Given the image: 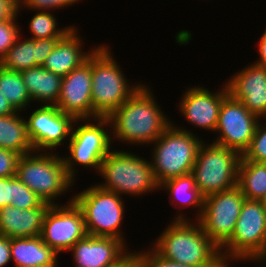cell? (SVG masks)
Listing matches in <instances>:
<instances>
[{
	"label": "cell",
	"instance_id": "obj_1",
	"mask_svg": "<svg viewBox=\"0 0 266 267\" xmlns=\"http://www.w3.org/2000/svg\"><path fill=\"white\" fill-rule=\"evenodd\" d=\"M182 213L175 215L173 222L153 241L152 248L165 259L192 267H229L200 222H190Z\"/></svg>",
	"mask_w": 266,
	"mask_h": 267
},
{
	"label": "cell",
	"instance_id": "obj_2",
	"mask_svg": "<svg viewBox=\"0 0 266 267\" xmlns=\"http://www.w3.org/2000/svg\"><path fill=\"white\" fill-rule=\"evenodd\" d=\"M150 89L149 85L142 84L107 117L113 134L111 140L119 139L132 145L151 146L171 124L172 121L160 109Z\"/></svg>",
	"mask_w": 266,
	"mask_h": 267
},
{
	"label": "cell",
	"instance_id": "obj_3",
	"mask_svg": "<svg viewBox=\"0 0 266 267\" xmlns=\"http://www.w3.org/2000/svg\"><path fill=\"white\" fill-rule=\"evenodd\" d=\"M110 50L98 45L91 54L92 108L98 117H108L142 85L129 84Z\"/></svg>",
	"mask_w": 266,
	"mask_h": 267
},
{
	"label": "cell",
	"instance_id": "obj_4",
	"mask_svg": "<svg viewBox=\"0 0 266 267\" xmlns=\"http://www.w3.org/2000/svg\"><path fill=\"white\" fill-rule=\"evenodd\" d=\"M193 132L171 124L152 144L151 166L158 185L192 172L197 152L204 142Z\"/></svg>",
	"mask_w": 266,
	"mask_h": 267
},
{
	"label": "cell",
	"instance_id": "obj_5",
	"mask_svg": "<svg viewBox=\"0 0 266 267\" xmlns=\"http://www.w3.org/2000/svg\"><path fill=\"white\" fill-rule=\"evenodd\" d=\"M57 153V154H56ZM16 177L28 186L44 202L52 205L57 197L71 191L75 182L67 173L62 155L34 151L19 158Z\"/></svg>",
	"mask_w": 266,
	"mask_h": 267
},
{
	"label": "cell",
	"instance_id": "obj_6",
	"mask_svg": "<svg viewBox=\"0 0 266 267\" xmlns=\"http://www.w3.org/2000/svg\"><path fill=\"white\" fill-rule=\"evenodd\" d=\"M125 151L112 149L102 160L98 174L103 177L104 183L97 185L122 197L124 194L145 196V193L159 190L151 162Z\"/></svg>",
	"mask_w": 266,
	"mask_h": 267
},
{
	"label": "cell",
	"instance_id": "obj_7",
	"mask_svg": "<svg viewBox=\"0 0 266 267\" xmlns=\"http://www.w3.org/2000/svg\"><path fill=\"white\" fill-rule=\"evenodd\" d=\"M229 266L235 261H266V207L260 200L245 199L233 235L220 249ZM232 259V260H231ZM242 259V260H241Z\"/></svg>",
	"mask_w": 266,
	"mask_h": 267
},
{
	"label": "cell",
	"instance_id": "obj_8",
	"mask_svg": "<svg viewBox=\"0 0 266 267\" xmlns=\"http://www.w3.org/2000/svg\"><path fill=\"white\" fill-rule=\"evenodd\" d=\"M72 201L82 211L87 235L113 237L127 244L120 229L125 217L122 196L95 184L74 194Z\"/></svg>",
	"mask_w": 266,
	"mask_h": 267
},
{
	"label": "cell",
	"instance_id": "obj_9",
	"mask_svg": "<svg viewBox=\"0 0 266 267\" xmlns=\"http://www.w3.org/2000/svg\"><path fill=\"white\" fill-rule=\"evenodd\" d=\"M242 155L215 143H202L191 174L195 186L205 198L237 186Z\"/></svg>",
	"mask_w": 266,
	"mask_h": 267
},
{
	"label": "cell",
	"instance_id": "obj_10",
	"mask_svg": "<svg viewBox=\"0 0 266 267\" xmlns=\"http://www.w3.org/2000/svg\"><path fill=\"white\" fill-rule=\"evenodd\" d=\"M80 121L85 123L77 126ZM88 121L86 119L74 121L67 145L69 156H62L67 173L74 181L77 179L75 172L78 171V169L75 170V165L78 164L87 168H94L99 173L100 164L111 151L113 143L111 133L108 132L111 125L107 117L88 119ZM106 127L107 129H105Z\"/></svg>",
	"mask_w": 266,
	"mask_h": 267
},
{
	"label": "cell",
	"instance_id": "obj_11",
	"mask_svg": "<svg viewBox=\"0 0 266 267\" xmlns=\"http://www.w3.org/2000/svg\"><path fill=\"white\" fill-rule=\"evenodd\" d=\"M245 199L238 186L204 198L202 215L198 221L220 249L233 235Z\"/></svg>",
	"mask_w": 266,
	"mask_h": 267
},
{
	"label": "cell",
	"instance_id": "obj_12",
	"mask_svg": "<svg viewBox=\"0 0 266 267\" xmlns=\"http://www.w3.org/2000/svg\"><path fill=\"white\" fill-rule=\"evenodd\" d=\"M260 118L248 111L244 104L230 94L223 100L213 143L233 149L241 155L249 148Z\"/></svg>",
	"mask_w": 266,
	"mask_h": 267
},
{
	"label": "cell",
	"instance_id": "obj_13",
	"mask_svg": "<svg viewBox=\"0 0 266 267\" xmlns=\"http://www.w3.org/2000/svg\"><path fill=\"white\" fill-rule=\"evenodd\" d=\"M72 200L49 206L43 218L41 238L59 254L87 235L82 211Z\"/></svg>",
	"mask_w": 266,
	"mask_h": 267
},
{
	"label": "cell",
	"instance_id": "obj_14",
	"mask_svg": "<svg viewBox=\"0 0 266 267\" xmlns=\"http://www.w3.org/2000/svg\"><path fill=\"white\" fill-rule=\"evenodd\" d=\"M27 118L28 137L34 150L41 152H54L55 148L64 145L66 139H70L75 121L55 105L39 106Z\"/></svg>",
	"mask_w": 266,
	"mask_h": 267
},
{
	"label": "cell",
	"instance_id": "obj_15",
	"mask_svg": "<svg viewBox=\"0 0 266 267\" xmlns=\"http://www.w3.org/2000/svg\"><path fill=\"white\" fill-rule=\"evenodd\" d=\"M91 55L81 66L62 77L56 107L75 120L96 119L91 98Z\"/></svg>",
	"mask_w": 266,
	"mask_h": 267
},
{
	"label": "cell",
	"instance_id": "obj_16",
	"mask_svg": "<svg viewBox=\"0 0 266 267\" xmlns=\"http://www.w3.org/2000/svg\"><path fill=\"white\" fill-rule=\"evenodd\" d=\"M228 95L226 83L214 93L198 85L189 87L181 96L179 111L188 123L202 130L215 132L221 104Z\"/></svg>",
	"mask_w": 266,
	"mask_h": 267
},
{
	"label": "cell",
	"instance_id": "obj_17",
	"mask_svg": "<svg viewBox=\"0 0 266 267\" xmlns=\"http://www.w3.org/2000/svg\"><path fill=\"white\" fill-rule=\"evenodd\" d=\"M127 248L117 238L86 235L68 251L76 267H115L132 253Z\"/></svg>",
	"mask_w": 266,
	"mask_h": 267
},
{
	"label": "cell",
	"instance_id": "obj_18",
	"mask_svg": "<svg viewBox=\"0 0 266 267\" xmlns=\"http://www.w3.org/2000/svg\"><path fill=\"white\" fill-rule=\"evenodd\" d=\"M231 77L226 82L229 94L248 111L260 119L265 118L266 68L251 63Z\"/></svg>",
	"mask_w": 266,
	"mask_h": 267
},
{
	"label": "cell",
	"instance_id": "obj_19",
	"mask_svg": "<svg viewBox=\"0 0 266 267\" xmlns=\"http://www.w3.org/2000/svg\"><path fill=\"white\" fill-rule=\"evenodd\" d=\"M20 34L14 45L0 60V66L6 70L21 72L23 70L42 66L51 54L57 42L62 38L24 39L19 41Z\"/></svg>",
	"mask_w": 266,
	"mask_h": 267
},
{
	"label": "cell",
	"instance_id": "obj_20",
	"mask_svg": "<svg viewBox=\"0 0 266 267\" xmlns=\"http://www.w3.org/2000/svg\"><path fill=\"white\" fill-rule=\"evenodd\" d=\"M48 203L40 207L20 209L6 206L0 209V235L8 238L41 236L43 218L49 208Z\"/></svg>",
	"mask_w": 266,
	"mask_h": 267
},
{
	"label": "cell",
	"instance_id": "obj_21",
	"mask_svg": "<svg viewBox=\"0 0 266 267\" xmlns=\"http://www.w3.org/2000/svg\"><path fill=\"white\" fill-rule=\"evenodd\" d=\"M77 30L74 26L57 42L55 48L42 65L46 70L63 77L87 61L97 47L94 46L95 48H92L91 51L84 52L82 48L83 41Z\"/></svg>",
	"mask_w": 266,
	"mask_h": 267
},
{
	"label": "cell",
	"instance_id": "obj_22",
	"mask_svg": "<svg viewBox=\"0 0 266 267\" xmlns=\"http://www.w3.org/2000/svg\"><path fill=\"white\" fill-rule=\"evenodd\" d=\"M58 254L41 236L10 239L11 261L15 267H58Z\"/></svg>",
	"mask_w": 266,
	"mask_h": 267
},
{
	"label": "cell",
	"instance_id": "obj_23",
	"mask_svg": "<svg viewBox=\"0 0 266 267\" xmlns=\"http://www.w3.org/2000/svg\"><path fill=\"white\" fill-rule=\"evenodd\" d=\"M26 89L32 102L56 105L61 89L62 76L36 66L21 71Z\"/></svg>",
	"mask_w": 266,
	"mask_h": 267
},
{
	"label": "cell",
	"instance_id": "obj_24",
	"mask_svg": "<svg viewBox=\"0 0 266 267\" xmlns=\"http://www.w3.org/2000/svg\"><path fill=\"white\" fill-rule=\"evenodd\" d=\"M20 112L0 116V148L25 155L34 152L27 134V123Z\"/></svg>",
	"mask_w": 266,
	"mask_h": 267
},
{
	"label": "cell",
	"instance_id": "obj_25",
	"mask_svg": "<svg viewBox=\"0 0 266 267\" xmlns=\"http://www.w3.org/2000/svg\"><path fill=\"white\" fill-rule=\"evenodd\" d=\"M169 192V198L172 200L176 199V203L172 204L175 208L181 209L182 207L192 206L193 208H198L197 213L195 215L197 221L200 219L203 211L204 197L201 195L199 189L195 186V181L193 175L187 174L179 177H175L169 180H166L162 184L159 185V189ZM178 204L180 206H178ZM182 204V205H181ZM176 205V206H175Z\"/></svg>",
	"mask_w": 266,
	"mask_h": 267
},
{
	"label": "cell",
	"instance_id": "obj_26",
	"mask_svg": "<svg viewBox=\"0 0 266 267\" xmlns=\"http://www.w3.org/2000/svg\"><path fill=\"white\" fill-rule=\"evenodd\" d=\"M237 186L246 199L260 200L266 192V163L241 160Z\"/></svg>",
	"mask_w": 266,
	"mask_h": 267
},
{
	"label": "cell",
	"instance_id": "obj_27",
	"mask_svg": "<svg viewBox=\"0 0 266 267\" xmlns=\"http://www.w3.org/2000/svg\"><path fill=\"white\" fill-rule=\"evenodd\" d=\"M0 91L16 111L22 112L27 106L30 107L32 100L21 72L6 70L0 66Z\"/></svg>",
	"mask_w": 266,
	"mask_h": 267
},
{
	"label": "cell",
	"instance_id": "obj_28",
	"mask_svg": "<svg viewBox=\"0 0 266 267\" xmlns=\"http://www.w3.org/2000/svg\"><path fill=\"white\" fill-rule=\"evenodd\" d=\"M54 16L49 11L37 10L29 22V29L32 33L30 39L63 38L74 27L57 28L58 24Z\"/></svg>",
	"mask_w": 266,
	"mask_h": 267
},
{
	"label": "cell",
	"instance_id": "obj_29",
	"mask_svg": "<svg viewBox=\"0 0 266 267\" xmlns=\"http://www.w3.org/2000/svg\"><path fill=\"white\" fill-rule=\"evenodd\" d=\"M263 120V121H261ZM265 120V121H264ZM261 122V123H260ZM241 160L266 163V119H260L249 148Z\"/></svg>",
	"mask_w": 266,
	"mask_h": 267
},
{
	"label": "cell",
	"instance_id": "obj_30",
	"mask_svg": "<svg viewBox=\"0 0 266 267\" xmlns=\"http://www.w3.org/2000/svg\"><path fill=\"white\" fill-rule=\"evenodd\" d=\"M44 202L28 186L13 176V193L11 206L20 209L40 207Z\"/></svg>",
	"mask_w": 266,
	"mask_h": 267
},
{
	"label": "cell",
	"instance_id": "obj_31",
	"mask_svg": "<svg viewBox=\"0 0 266 267\" xmlns=\"http://www.w3.org/2000/svg\"><path fill=\"white\" fill-rule=\"evenodd\" d=\"M18 13L11 19L0 21V60L6 52L14 45L16 39L21 34V27L17 25Z\"/></svg>",
	"mask_w": 266,
	"mask_h": 267
},
{
	"label": "cell",
	"instance_id": "obj_32",
	"mask_svg": "<svg viewBox=\"0 0 266 267\" xmlns=\"http://www.w3.org/2000/svg\"><path fill=\"white\" fill-rule=\"evenodd\" d=\"M147 251L133 252L135 254L138 267H192L178 263L160 256L153 248Z\"/></svg>",
	"mask_w": 266,
	"mask_h": 267
},
{
	"label": "cell",
	"instance_id": "obj_33",
	"mask_svg": "<svg viewBox=\"0 0 266 267\" xmlns=\"http://www.w3.org/2000/svg\"><path fill=\"white\" fill-rule=\"evenodd\" d=\"M20 154L0 148V177L7 178L11 176H16V169Z\"/></svg>",
	"mask_w": 266,
	"mask_h": 267
},
{
	"label": "cell",
	"instance_id": "obj_34",
	"mask_svg": "<svg viewBox=\"0 0 266 267\" xmlns=\"http://www.w3.org/2000/svg\"><path fill=\"white\" fill-rule=\"evenodd\" d=\"M80 0H25L22 7L28 8V10H44L50 11L53 9H61L64 7L72 6V4L78 3Z\"/></svg>",
	"mask_w": 266,
	"mask_h": 267
},
{
	"label": "cell",
	"instance_id": "obj_35",
	"mask_svg": "<svg viewBox=\"0 0 266 267\" xmlns=\"http://www.w3.org/2000/svg\"><path fill=\"white\" fill-rule=\"evenodd\" d=\"M13 193V176L0 177V209L11 205Z\"/></svg>",
	"mask_w": 266,
	"mask_h": 267
},
{
	"label": "cell",
	"instance_id": "obj_36",
	"mask_svg": "<svg viewBox=\"0 0 266 267\" xmlns=\"http://www.w3.org/2000/svg\"><path fill=\"white\" fill-rule=\"evenodd\" d=\"M10 261V238L0 235V267L7 266Z\"/></svg>",
	"mask_w": 266,
	"mask_h": 267
},
{
	"label": "cell",
	"instance_id": "obj_37",
	"mask_svg": "<svg viewBox=\"0 0 266 267\" xmlns=\"http://www.w3.org/2000/svg\"><path fill=\"white\" fill-rule=\"evenodd\" d=\"M266 28V27H265ZM258 42L259 58L254 62V64L266 68V30L263 32L262 36Z\"/></svg>",
	"mask_w": 266,
	"mask_h": 267
},
{
	"label": "cell",
	"instance_id": "obj_38",
	"mask_svg": "<svg viewBox=\"0 0 266 267\" xmlns=\"http://www.w3.org/2000/svg\"><path fill=\"white\" fill-rule=\"evenodd\" d=\"M17 11L6 1L0 0V21L11 19Z\"/></svg>",
	"mask_w": 266,
	"mask_h": 267
},
{
	"label": "cell",
	"instance_id": "obj_39",
	"mask_svg": "<svg viewBox=\"0 0 266 267\" xmlns=\"http://www.w3.org/2000/svg\"><path fill=\"white\" fill-rule=\"evenodd\" d=\"M17 111L12 107L7 98L0 91V116L14 114Z\"/></svg>",
	"mask_w": 266,
	"mask_h": 267
},
{
	"label": "cell",
	"instance_id": "obj_40",
	"mask_svg": "<svg viewBox=\"0 0 266 267\" xmlns=\"http://www.w3.org/2000/svg\"><path fill=\"white\" fill-rule=\"evenodd\" d=\"M115 267H138V263L134 253H131L123 262Z\"/></svg>",
	"mask_w": 266,
	"mask_h": 267
},
{
	"label": "cell",
	"instance_id": "obj_41",
	"mask_svg": "<svg viewBox=\"0 0 266 267\" xmlns=\"http://www.w3.org/2000/svg\"><path fill=\"white\" fill-rule=\"evenodd\" d=\"M9 3L19 13L22 9L25 0H4Z\"/></svg>",
	"mask_w": 266,
	"mask_h": 267
},
{
	"label": "cell",
	"instance_id": "obj_42",
	"mask_svg": "<svg viewBox=\"0 0 266 267\" xmlns=\"http://www.w3.org/2000/svg\"><path fill=\"white\" fill-rule=\"evenodd\" d=\"M260 202L266 207V192H265V194L261 197Z\"/></svg>",
	"mask_w": 266,
	"mask_h": 267
}]
</instances>
